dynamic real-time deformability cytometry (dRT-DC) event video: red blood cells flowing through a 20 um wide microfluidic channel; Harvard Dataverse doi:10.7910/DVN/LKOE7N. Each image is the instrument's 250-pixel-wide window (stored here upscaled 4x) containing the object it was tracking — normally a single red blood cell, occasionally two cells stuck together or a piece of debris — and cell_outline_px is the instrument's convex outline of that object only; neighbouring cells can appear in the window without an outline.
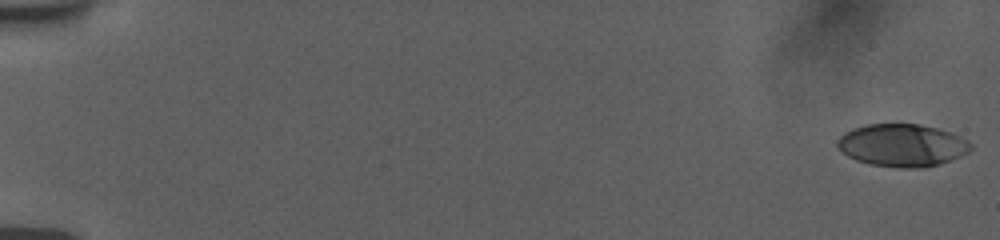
{"species": "human", "species_latin": "Homo sapiens", "temperature_condition": "room temperature", "stored_images_in_passage": 56, "camera_frame_rate_fps": 3000, "um_per_image_px": 0.085, "donor": {"sex": "female"}, "frame": {"image": 1, "passage_image": 1, "time_ms": 0.0, "image_size_px": [1000, 240], "cell_outline_px": [[972, 148], [968, 152], [960, 156], [936, 164], [916, 168], [900, 168], [868, 164], [856, 160], [848, 156], [836, 144], [836, 140], [844, 132], [868, 124], [920, 124], [936, 128], [960, 136], [968, 140], [972, 144]], "centroid_in_image_um": [76.67, 12.34], "position_along_channel_um": 8.3, "area_um2": 32.77}}
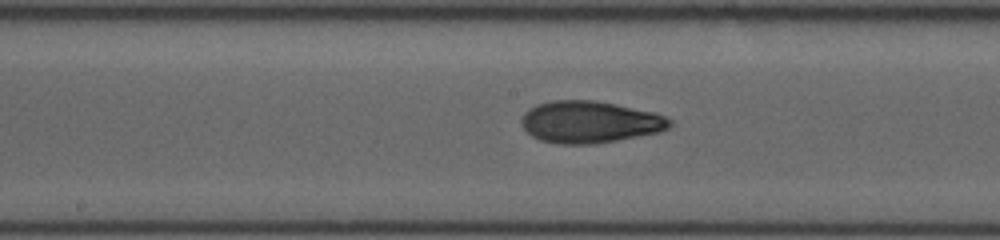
{"frame": {"image": 2, "passage_image": 31, "time_ms": 10.0, "image_size_px": [1000, 240], "cell_outline_px": [[672, 124], [668, 128], [660, 132], [596, 144], [556, 144], [540, 140], [532, 136], [520, 124], [520, 120], [524, 112], [528, 108], [536, 104], [552, 100], [596, 100], [656, 112], [672, 120]], "centroid_in_image_um": [50.12, 10.36], "position_along_channel_um": 198.1, "area_um2": 36.65}}
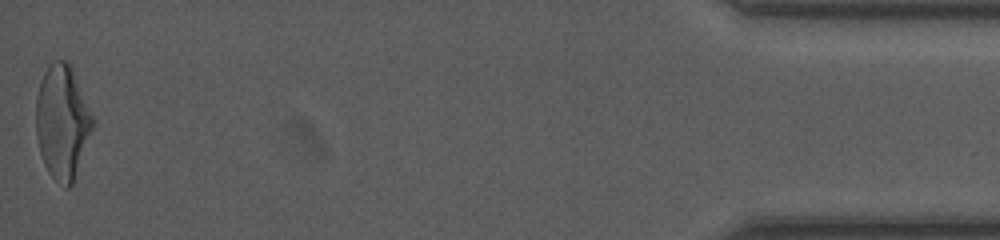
{"frame": {"image": 3, "passage_image": 56, "time_ms": 18.333, "image_size_px": [1000, 240], "cell_outline_px": [[92, 128], [72, 184], [68, 188], [64, 188], [48, 172], [44, 164], [40, 152], [36, 136], [36, 96], [44, 72], [52, 60], [68, 60], [72, 68], [92, 116]], "centroid_in_image_um": [5.26, 10.35], "position_along_channel_um": 429.9, "area_um2": 36.99}, "authors_computed_cell_mechanics": {"area_um2": 34.8823, "velocity_mm_per_s": 3.7729, "shape_relaxation_time_tau1_ms": 4.3938, "shape_relaxation_time_tau2_ms": 2.2809, "deformation_change_tau1": 0.1741, "deformation_change_tau2": 0.0908}}